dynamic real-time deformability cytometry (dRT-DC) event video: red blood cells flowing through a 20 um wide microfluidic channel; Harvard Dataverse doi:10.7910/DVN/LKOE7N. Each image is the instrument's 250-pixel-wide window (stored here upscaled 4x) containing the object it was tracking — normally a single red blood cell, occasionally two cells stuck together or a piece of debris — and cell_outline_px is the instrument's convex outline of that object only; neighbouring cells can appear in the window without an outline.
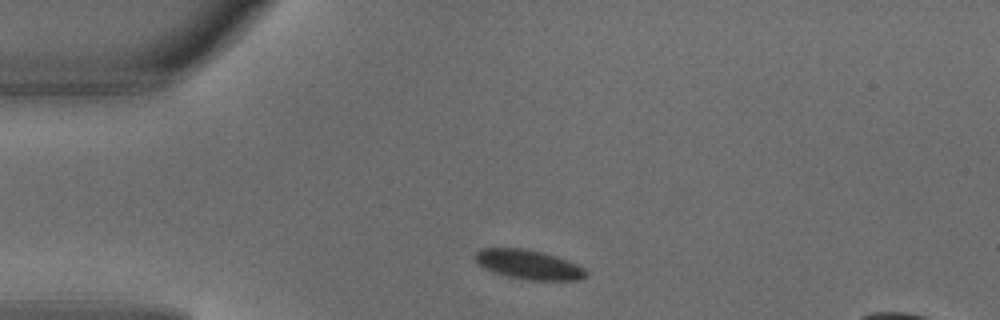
{"species": "common noctule bat (a hibernating species)", "species_latin": "Nyctalus noctula", "temperature_condition": "warm", "stored_images_in_passage": 1, "camera_frame_rate_fps": 3000, "um_per_image_px": 0.085, "animal": {"sex": "male", "body_mass_g": 18.8}, "frame": {"image": 1, "passage_image": 1, "time_ms": 0.0, "image_size_px": [1000, 320], "cell_outline_px": [[588, 276], [580, 280], [528, 280], [508, 276], [492, 272], [484, 268], [472, 256], [480, 248], [524, 248], [544, 252], [556, 256], [576, 264], [584, 268], [588, 272]], "centroid_in_image_um": [44.93, 22.48], "position_along_channel_um": 40.1, "area_um2": 19.13}}